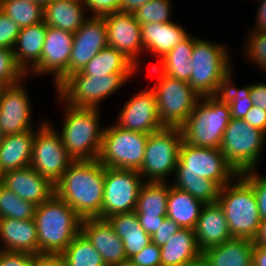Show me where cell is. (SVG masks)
Segmentation results:
<instances>
[{
  "label": "cell",
  "instance_id": "obj_1",
  "mask_svg": "<svg viewBox=\"0 0 266 266\" xmlns=\"http://www.w3.org/2000/svg\"><path fill=\"white\" fill-rule=\"evenodd\" d=\"M237 175L220 148L196 147L183 140L172 185L204 204L215 203L220 189Z\"/></svg>",
  "mask_w": 266,
  "mask_h": 266
},
{
  "label": "cell",
  "instance_id": "obj_19",
  "mask_svg": "<svg viewBox=\"0 0 266 266\" xmlns=\"http://www.w3.org/2000/svg\"><path fill=\"white\" fill-rule=\"evenodd\" d=\"M73 35L68 76L81 71L98 52L108 46L106 22L103 17L89 16Z\"/></svg>",
  "mask_w": 266,
  "mask_h": 266
},
{
  "label": "cell",
  "instance_id": "obj_26",
  "mask_svg": "<svg viewBox=\"0 0 266 266\" xmlns=\"http://www.w3.org/2000/svg\"><path fill=\"white\" fill-rule=\"evenodd\" d=\"M84 0H52L43 7L47 26L75 33L89 18Z\"/></svg>",
  "mask_w": 266,
  "mask_h": 266
},
{
  "label": "cell",
  "instance_id": "obj_11",
  "mask_svg": "<svg viewBox=\"0 0 266 266\" xmlns=\"http://www.w3.org/2000/svg\"><path fill=\"white\" fill-rule=\"evenodd\" d=\"M266 134L244 119H230L224 132L220 150L226 161L240 174L255 170L260 161Z\"/></svg>",
  "mask_w": 266,
  "mask_h": 266
},
{
  "label": "cell",
  "instance_id": "obj_22",
  "mask_svg": "<svg viewBox=\"0 0 266 266\" xmlns=\"http://www.w3.org/2000/svg\"><path fill=\"white\" fill-rule=\"evenodd\" d=\"M194 230L198 247L202 252L232 238L224 210L218 201L204 204Z\"/></svg>",
  "mask_w": 266,
  "mask_h": 266
},
{
  "label": "cell",
  "instance_id": "obj_30",
  "mask_svg": "<svg viewBox=\"0 0 266 266\" xmlns=\"http://www.w3.org/2000/svg\"><path fill=\"white\" fill-rule=\"evenodd\" d=\"M107 221L123 241L128 260L151 242V236L140 226L135 211L112 215L107 218Z\"/></svg>",
  "mask_w": 266,
  "mask_h": 266
},
{
  "label": "cell",
  "instance_id": "obj_54",
  "mask_svg": "<svg viewBox=\"0 0 266 266\" xmlns=\"http://www.w3.org/2000/svg\"><path fill=\"white\" fill-rule=\"evenodd\" d=\"M252 264L254 266H266V248L255 245L252 254Z\"/></svg>",
  "mask_w": 266,
  "mask_h": 266
},
{
  "label": "cell",
  "instance_id": "obj_29",
  "mask_svg": "<svg viewBox=\"0 0 266 266\" xmlns=\"http://www.w3.org/2000/svg\"><path fill=\"white\" fill-rule=\"evenodd\" d=\"M34 130L3 137L0 144V168L3 173L30 166Z\"/></svg>",
  "mask_w": 266,
  "mask_h": 266
},
{
  "label": "cell",
  "instance_id": "obj_50",
  "mask_svg": "<svg viewBox=\"0 0 266 266\" xmlns=\"http://www.w3.org/2000/svg\"><path fill=\"white\" fill-rule=\"evenodd\" d=\"M143 230L152 236L162 224L166 216H137Z\"/></svg>",
  "mask_w": 266,
  "mask_h": 266
},
{
  "label": "cell",
  "instance_id": "obj_56",
  "mask_svg": "<svg viewBox=\"0 0 266 266\" xmlns=\"http://www.w3.org/2000/svg\"><path fill=\"white\" fill-rule=\"evenodd\" d=\"M111 266H137L136 264H133L130 260H126L124 262H121L119 264L111 265Z\"/></svg>",
  "mask_w": 266,
  "mask_h": 266
},
{
  "label": "cell",
  "instance_id": "obj_49",
  "mask_svg": "<svg viewBox=\"0 0 266 266\" xmlns=\"http://www.w3.org/2000/svg\"><path fill=\"white\" fill-rule=\"evenodd\" d=\"M250 97L253 106L266 111V83H252Z\"/></svg>",
  "mask_w": 266,
  "mask_h": 266
},
{
  "label": "cell",
  "instance_id": "obj_17",
  "mask_svg": "<svg viewBox=\"0 0 266 266\" xmlns=\"http://www.w3.org/2000/svg\"><path fill=\"white\" fill-rule=\"evenodd\" d=\"M102 17L106 22L108 46L123 53L139 68L138 59L145 50L141 39V25L134 14L117 11Z\"/></svg>",
  "mask_w": 266,
  "mask_h": 266
},
{
  "label": "cell",
  "instance_id": "obj_39",
  "mask_svg": "<svg viewBox=\"0 0 266 266\" xmlns=\"http://www.w3.org/2000/svg\"><path fill=\"white\" fill-rule=\"evenodd\" d=\"M171 7L170 0H150L133 14L140 25L172 22Z\"/></svg>",
  "mask_w": 266,
  "mask_h": 266
},
{
  "label": "cell",
  "instance_id": "obj_27",
  "mask_svg": "<svg viewBox=\"0 0 266 266\" xmlns=\"http://www.w3.org/2000/svg\"><path fill=\"white\" fill-rule=\"evenodd\" d=\"M47 25L44 22L21 28L13 47L17 66L25 75L39 62L45 42Z\"/></svg>",
  "mask_w": 266,
  "mask_h": 266
},
{
  "label": "cell",
  "instance_id": "obj_45",
  "mask_svg": "<svg viewBox=\"0 0 266 266\" xmlns=\"http://www.w3.org/2000/svg\"><path fill=\"white\" fill-rule=\"evenodd\" d=\"M36 255L0 250V266H32Z\"/></svg>",
  "mask_w": 266,
  "mask_h": 266
},
{
  "label": "cell",
  "instance_id": "obj_37",
  "mask_svg": "<svg viewBox=\"0 0 266 266\" xmlns=\"http://www.w3.org/2000/svg\"><path fill=\"white\" fill-rule=\"evenodd\" d=\"M0 10L21 28L43 21V7L27 0H0Z\"/></svg>",
  "mask_w": 266,
  "mask_h": 266
},
{
  "label": "cell",
  "instance_id": "obj_57",
  "mask_svg": "<svg viewBox=\"0 0 266 266\" xmlns=\"http://www.w3.org/2000/svg\"><path fill=\"white\" fill-rule=\"evenodd\" d=\"M27 1H32L35 3L40 4L42 7H44L45 5H47L49 2H51L52 0H27Z\"/></svg>",
  "mask_w": 266,
  "mask_h": 266
},
{
  "label": "cell",
  "instance_id": "obj_31",
  "mask_svg": "<svg viewBox=\"0 0 266 266\" xmlns=\"http://www.w3.org/2000/svg\"><path fill=\"white\" fill-rule=\"evenodd\" d=\"M203 206L202 201L195 199L188 192L180 190L170 183L166 217L181 228L195 229Z\"/></svg>",
  "mask_w": 266,
  "mask_h": 266
},
{
  "label": "cell",
  "instance_id": "obj_2",
  "mask_svg": "<svg viewBox=\"0 0 266 266\" xmlns=\"http://www.w3.org/2000/svg\"><path fill=\"white\" fill-rule=\"evenodd\" d=\"M55 194L82 219H102L104 165L98 159L74 161L55 184Z\"/></svg>",
  "mask_w": 266,
  "mask_h": 266
},
{
  "label": "cell",
  "instance_id": "obj_51",
  "mask_svg": "<svg viewBox=\"0 0 266 266\" xmlns=\"http://www.w3.org/2000/svg\"><path fill=\"white\" fill-rule=\"evenodd\" d=\"M32 266H65V262L61 255L39 254Z\"/></svg>",
  "mask_w": 266,
  "mask_h": 266
},
{
  "label": "cell",
  "instance_id": "obj_18",
  "mask_svg": "<svg viewBox=\"0 0 266 266\" xmlns=\"http://www.w3.org/2000/svg\"><path fill=\"white\" fill-rule=\"evenodd\" d=\"M115 124L125 130L146 134L164 128L159 118L154 91L146 88L133 95L120 110Z\"/></svg>",
  "mask_w": 266,
  "mask_h": 266
},
{
  "label": "cell",
  "instance_id": "obj_47",
  "mask_svg": "<svg viewBox=\"0 0 266 266\" xmlns=\"http://www.w3.org/2000/svg\"><path fill=\"white\" fill-rule=\"evenodd\" d=\"M181 227L169 218H165L162 224L157 228V231L151 236V242L161 247L169 237L174 235Z\"/></svg>",
  "mask_w": 266,
  "mask_h": 266
},
{
  "label": "cell",
  "instance_id": "obj_59",
  "mask_svg": "<svg viewBox=\"0 0 266 266\" xmlns=\"http://www.w3.org/2000/svg\"><path fill=\"white\" fill-rule=\"evenodd\" d=\"M4 87H5V85L2 82H0V96L2 94Z\"/></svg>",
  "mask_w": 266,
  "mask_h": 266
},
{
  "label": "cell",
  "instance_id": "obj_53",
  "mask_svg": "<svg viewBox=\"0 0 266 266\" xmlns=\"http://www.w3.org/2000/svg\"><path fill=\"white\" fill-rule=\"evenodd\" d=\"M150 0H120L118 5L119 12L134 13L142 5Z\"/></svg>",
  "mask_w": 266,
  "mask_h": 266
},
{
  "label": "cell",
  "instance_id": "obj_6",
  "mask_svg": "<svg viewBox=\"0 0 266 266\" xmlns=\"http://www.w3.org/2000/svg\"><path fill=\"white\" fill-rule=\"evenodd\" d=\"M230 119L229 104L213 96L200 97L181 127L183 140L196 147L220 148Z\"/></svg>",
  "mask_w": 266,
  "mask_h": 266
},
{
  "label": "cell",
  "instance_id": "obj_48",
  "mask_svg": "<svg viewBox=\"0 0 266 266\" xmlns=\"http://www.w3.org/2000/svg\"><path fill=\"white\" fill-rule=\"evenodd\" d=\"M252 127L263 131L266 134V111L252 106L243 118Z\"/></svg>",
  "mask_w": 266,
  "mask_h": 266
},
{
  "label": "cell",
  "instance_id": "obj_43",
  "mask_svg": "<svg viewBox=\"0 0 266 266\" xmlns=\"http://www.w3.org/2000/svg\"><path fill=\"white\" fill-rule=\"evenodd\" d=\"M20 31L21 27L0 10V48L13 50Z\"/></svg>",
  "mask_w": 266,
  "mask_h": 266
},
{
  "label": "cell",
  "instance_id": "obj_13",
  "mask_svg": "<svg viewBox=\"0 0 266 266\" xmlns=\"http://www.w3.org/2000/svg\"><path fill=\"white\" fill-rule=\"evenodd\" d=\"M46 120H42L33 141L30 166L54 185L74 162L66 151L61 135Z\"/></svg>",
  "mask_w": 266,
  "mask_h": 266
},
{
  "label": "cell",
  "instance_id": "obj_21",
  "mask_svg": "<svg viewBox=\"0 0 266 266\" xmlns=\"http://www.w3.org/2000/svg\"><path fill=\"white\" fill-rule=\"evenodd\" d=\"M81 232L98 251L105 264L115 265L128 260L123 241L107 219L84 218L81 222Z\"/></svg>",
  "mask_w": 266,
  "mask_h": 266
},
{
  "label": "cell",
  "instance_id": "obj_35",
  "mask_svg": "<svg viewBox=\"0 0 266 266\" xmlns=\"http://www.w3.org/2000/svg\"><path fill=\"white\" fill-rule=\"evenodd\" d=\"M168 194V182H145L137 199V216H166Z\"/></svg>",
  "mask_w": 266,
  "mask_h": 266
},
{
  "label": "cell",
  "instance_id": "obj_28",
  "mask_svg": "<svg viewBox=\"0 0 266 266\" xmlns=\"http://www.w3.org/2000/svg\"><path fill=\"white\" fill-rule=\"evenodd\" d=\"M253 249V240L232 237L221 245L206 249L202 260L208 266H249L252 264Z\"/></svg>",
  "mask_w": 266,
  "mask_h": 266
},
{
  "label": "cell",
  "instance_id": "obj_24",
  "mask_svg": "<svg viewBox=\"0 0 266 266\" xmlns=\"http://www.w3.org/2000/svg\"><path fill=\"white\" fill-rule=\"evenodd\" d=\"M177 22L146 23L141 25V39L145 52L153 53L157 62L190 33Z\"/></svg>",
  "mask_w": 266,
  "mask_h": 266
},
{
  "label": "cell",
  "instance_id": "obj_42",
  "mask_svg": "<svg viewBox=\"0 0 266 266\" xmlns=\"http://www.w3.org/2000/svg\"><path fill=\"white\" fill-rule=\"evenodd\" d=\"M240 175L253 187L262 221L266 220V175H257L256 170H249Z\"/></svg>",
  "mask_w": 266,
  "mask_h": 266
},
{
  "label": "cell",
  "instance_id": "obj_23",
  "mask_svg": "<svg viewBox=\"0 0 266 266\" xmlns=\"http://www.w3.org/2000/svg\"><path fill=\"white\" fill-rule=\"evenodd\" d=\"M161 266H191L202 260L195 230L180 228L160 247Z\"/></svg>",
  "mask_w": 266,
  "mask_h": 266
},
{
  "label": "cell",
  "instance_id": "obj_32",
  "mask_svg": "<svg viewBox=\"0 0 266 266\" xmlns=\"http://www.w3.org/2000/svg\"><path fill=\"white\" fill-rule=\"evenodd\" d=\"M197 39L198 37L189 34L154 66L163 74L189 83L193 69L191 55Z\"/></svg>",
  "mask_w": 266,
  "mask_h": 266
},
{
  "label": "cell",
  "instance_id": "obj_40",
  "mask_svg": "<svg viewBox=\"0 0 266 266\" xmlns=\"http://www.w3.org/2000/svg\"><path fill=\"white\" fill-rule=\"evenodd\" d=\"M247 38L245 57L253 62L260 70L266 72V31L251 30ZM256 63V64H255Z\"/></svg>",
  "mask_w": 266,
  "mask_h": 266
},
{
  "label": "cell",
  "instance_id": "obj_62",
  "mask_svg": "<svg viewBox=\"0 0 266 266\" xmlns=\"http://www.w3.org/2000/svg\"><path fill=\"white\" fill-rule=\"evenodd\" d=\"M100 266H111V265H108V264H105V263H104V264H102V265H100Z\"/></svg>",
  "mask_w": 266,
  "mask_h": 266
},
{
  "label": "cell",
  "instance_id": "obj_10",
  "mask_svg": "<svg viewBox=\"0 0 266 266\" xmlns=\"http://www.w3.org/2000/svg\"><path fill=\"white\" fill-rule=\"evenodd\" d=\"M182 142V129L178 127H164L149 134L139 170L144 182H167L168 176L175 174Z\"/></svg>",
  "mask_w": 266,
  "mask_h": 266
},
{
  "label": "cell",
  "instance_id": "obj_4",
  "mask_svg": "<svg viewBox=\"0 0 266 266\" xmlns=\"http://www.w3.org/2000/svg\"><path fill=\"white\" fill-rule=\"evenodd\" d=\"M62 104L65 114L59 134L66 151L74 161L98 159L104 132V128L100 127V109Z\"/></svg>",
  "mask_w": 266,
  "mask_h": 266
},
{
  "label": "cell",
  "instance_id": "obj_15",
  "mask_svg": "<svg viewBox=\"0 0 266 266\" xmlns=\"http://www.w3.org/2000/svg\"><path fill=\"white\" fill-rule=\"evenodd\" d=\"M73 37L71 32L47 26L41 58L27 74L54 75V84L57 88L68 77Z\"/></svg>",
  "mask_w": 266,
  "mask_h": 266
},
{
  "label": "cell",
  "instance_id": "obj_5",
  "mask_svg": "<svg viewBox=\"0 0 266 266\" xmlns=\"http://www.w3.org/2000/svg\"><path fill=\"white\" fill-rule=\"evenodd\" d=\"M232 182V183H231ZM220 189L218 203L224 210L230 234L254 240L262 222L253 187L240 175Z\"/></svg>",
  "mask_w": 266,
  "mask_h": 266
},
{
  "label": "cell",
  "instance_id": "obj_16",
  "mask_svg": "<svg viewBox=\"0 0 266 266\" xmlns=\"http://www.w3.org/2000/svg\"><path fill=\"white\" fill-rule=\"evenodd\" d=\"M19 82L5 86L0 96V129L4 136L33 130L29 93Z\"/></svg>",
  "mask_w": 266,
  "mask_h": 266
},
{
  "label": "cell",
  "instance_id": "obj_41",
  "mask_svg": "<svg viewBox=\"0 0 266 266\" xmlns=\"http://www.w3.org/2000/svg\"><path fill=\"white\" fill-rule=\"evenodd\" d=\"M26 77L17 66L11 49L0 48V82L5 86L19 82Z\"/></svg>",
  "mask_w": 266,
  "mask_h": 266
},
{
  "label": "cell",
  "instance_id": "obj_61",
  "mask_svg": "<svg viewBox=\"0 0 266 266\" xmlns=\"http://www.w3.org/2000/svg\"><path fill=\"white\" fill-rule=\"evenodd\" d=\"M3 137H4V135L2 134V131L0 129V144L2 143Z\"/></svg>",
  "mask_w": 266,
  "mask_h": 266
},
{
  "label": "cell",
  "instance_id": "obj_20",
  "mask_svg": "<svg viewBox=\"0 0 266 266\" xmlns=\"http://www.w3.org/2000/svg\"><path fill=\"white\" fill-rule=\"evenodd\" d=\"M2 185L23 200L38 206L55 193V185L38 174L31 166L7 171Z\"/></svg>",
  "mask_w": 266,
  "mask_h": 266
},
{
  "label": "cell",
  "instance_id": "obj_7",
  "mask_svg": "<svg viewBox=\"0 0 266 266\" xmlns=\"http://www.w3.org/2000/svg\"><path fill=\"white\" fill-rule=\"evenodd\" d=\"M134 74L84 75L80 71L68 76L56 89L58 99L70 107L98 108L105 99L118 92ZM103 100V101H102Z\"/></svg>",
  "mask_w": 266,
  "mask_h": 266
},
{
  "label": "cell",
  "instance_id": "obj_38",
  "mask_svg": "<svg viewBox=\"0 0 266 266\" xmlns=\"http://www.w3.org/2000/svg\"><path fill=\"white\" fill-rule=\"evenodd\" d=\"M36 205L18 197L0 184V218L34 219Z\"/></svg>",
  "mask_w": 266,
  "mask_h": 266
},
{
  "label": "cell",
  "instance_id": "obj_36",
  "mask_svg": "<svg viewBox=\"0 0 266 266\" xmlns=\"http://www.w3.org/2000/svg\"><path fill=\"white\" fill-rule=\"evenodd\" d=\"M60 255L65 266H100L104 264L101 255L81 231Z\"/></svg>",
  "mask_w": 266,
  "mask_h": 266
},
{
  "label": "cell",
  "instance_id": "obj_55",
  "mask_svg": "<svg viewBox=\"0 0 266 266\" xmlns=\"http://www.w3.org/2000/svg\"><path fill=\"white\" fill-rule=\"evenodd\" d=\"M253 242L255 245L266 248V220L261 222L258 234Z\"/></svg>",
  "mask_w": 266,
  "mask_h": 266
},
{
  "label": "cell",
  "instance_id": "obj_33",
  "mask_svg": "<svg viewBox=\"0 0 266 266\" xmlns=\"http://www.w3.org/2000/svg\"><path fill=\"white\" fill-rule=\"evenodd\" d=\"M138 68L117 49L106 46L80 71L84 75L134 74Z\"/></svg>",
  "mask_w": 266,
  "mask_h": 266
},
{
  "label": "cell",
  "instance_id": "obj_12",
  "mask_svg": "<svg viewBox=\"0 0 266 266\" xmlns=\"http://www.w3.org/2000/svg\"><path fill=\"white\" fill-rule=\"evenodd\" d=\"M149 134L125 130L113 124L104 128L98 161L105 167L140 170Z\"/></svg>",
  "mask_w": 266,
  "mask_h": 266
},
{
  "label": "cell",
  "instance_id": "obj_46",
  "mask_svg": "<svg viewBox=\"0 0 266 266\" xmlns=\"http://www.w3.org/2000/svg\"><path fill=\"white\" fill-rule=\"evenodd\" d=\"M87 10L91 11L90 16L102 17L118 11L120 0H84Z\"/></svg>",
  "mask_w": 266,
  "mask_h": 266
},
{
  "label": "cell",
  "instance_id": "obj_60",
  "mask_svg": "<svg viewBox=\"0 0 266 266\" xmlns=\"http://www.w3.org/2000/svg\"><path fill=\"white\" fill-rule=\"evenodd\" d=\"M3 172H2V170H1V168H0V184H2V179H3Z\"/></svg>",
  "mask_w": 266,
  "mask_h": 266
},
{
  "label": "cell",
  "instance_id": "obj_58",
  "mask_svg": "<svg viewBox=\"0 0 266 266\" xmlns=\"http://www.w3.org/2000/svg\"><path fill=\"white\" fill-rule=\"evenodd\" d=\"M191 266H208L203 260H201L200 262L193 264Z\"/></svg>",
  "mask_w": 266,
  "mask_h": 266
},
{
  "label": "cell",
  "instance_id": "obj_34",
  "mask_svg": "<svg viewBox=\"0 0 266 266\" xmlns=\"http://www.w3.org/2000/svg\"><path fill=\"white\" fill-rule=\"evenodd\" d=\"M232 75L231 69L220 81L213 97L220 103L229 104L232 119H243L253 106L250 97L251 84L238 88L232 81Z\"/></svg>",
  "mask_w": 266,
  "mask_h": 266
},
{
  "label": "cell",
  "instance_id": "obj_25",
  "mask_svg": "<svg viewBox=\"0 0 266 266\" xmlns=\"http://www.w3.org/2000/svg\"><path fill=\"white\" fill-rule=\"evenodd\" d=\"M0 250L38 255V233L34 219L0 218Z\"/></svg>",
  "mask_w": 266,
  "mask_h": 266
},
{
  "label": "cell",
  "instance_id": "obj_3",
  "mask_svg": "<svg viewBox=\"0 0 266 266\" xmlns=\"http://www.w3.org/2000/svg\"><path fill=\"white\" fill-rule=\"evenodd\" d=\"M38 255H60L81 231L82 218L55 193L36 206Z\"/></svg>",
  "mask_w": 266,
  "mask_h": 266
},
{
  "label": "cell",
  "instance_id": "obj_14",
  "mask_svg": "<svg viewBox=\"0 0 266 266\" xmlns=\"http://www.w3.org/2000/svg\"><path fill=\"white\" fill-rule=\"evenodd\" d=\"M143 177L138 170L115 169L104 166L102 219L135 211Z\"/></svg>",
  "mask_w": 266,
  "mask_h": 266
},
{
  "label": "cell",
  "instance_id": "obj_44",
  "mask_svg": "<svg viewBox=\"0 0 266 266\" xmlns=\"http://www.w3.org/2000/svg\"><path fill=\"white\" fill-rule=\"evenodd\" d=\"M160 247L150 242L139 253L132 256L129 260L137 266H161Z\"/></svg>",
  "mask_w": 266,
  "mask_h": 266
},
{
  "label": "cell",
  "instance_id": "obj_8",
  "mask_svg": "<svg viewBox=\"0 0 266 266\" xmlns=\"http://www.w3.org/2000/svg\"><path fill=\"white\" fill-rule=\"evenodd\" d=\"M227 46L198 38L191 55L189 84L200 96H213L222 78L232 69Z\"/></svg>",
  "mask_w": 266,
  "mask_h": 266
},
{
  "label": "cell",
  "instance_id": "obj_9",
  "mask_svg": "<svg viewBox=\"0 0 266 266\" xmlns=\"http://www.w3.org/2000/svg\"><path fill=\"white\" fill-rule=\"evenodd\" d=\"M151 72L158 75L154 91L160 121L164 127L181 128L189 118L200 96L188 82L161 73L154 65Z\"/></svg>",
  "mask_w": 266,
  "mask_h": 266
},
{
  "label": "cell",
  "instance_id": "obj_52",
  "mask_svg": "<svg viewBox=\"0 0 266 266\" xmlns=\"http://www.w3.org/2000/svg\"><path fill=\"white\" fill-rule=\"evenodd\" d=\"M258 1V12H257V19L256 25L253 27V31H266V0H255ZM255 28V29H254Z\"/></svg>",
  "mask_w": 266,
  "mask_h": 266
}]
</instances>
